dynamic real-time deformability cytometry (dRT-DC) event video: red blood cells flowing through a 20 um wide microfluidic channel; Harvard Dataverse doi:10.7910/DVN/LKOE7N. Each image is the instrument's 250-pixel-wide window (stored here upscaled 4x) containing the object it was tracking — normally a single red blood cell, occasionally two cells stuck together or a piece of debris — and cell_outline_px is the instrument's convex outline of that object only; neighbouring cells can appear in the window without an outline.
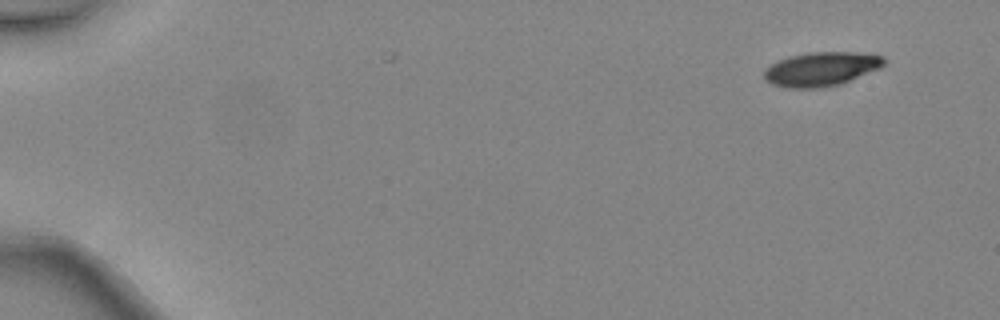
{"species": "common noctule bat (a hibernating species)", "species_latin": "Nyctalus noctula", "temperature_condition": "warm", "stored_images_in_passage": 2, "camera_frame_rate_fps": 3000, "um_per_image_px": 0.085, "animal": {"sex": "female", "body_mass_g": 24.6, "forearm_length_mm": 56.2}, "frame": {"image": 1, "passage_image": 1, "time_ms": 0.0, "image_size_px": [1000, 320], "cell_outline_px": [[884, 64], [880, 68], [840, 84], [824, 88], [788, 88], [772, 84], [764, 80], [764, 68], [788, 56], [812, 52], [852, 52], [884, 56]], "centroid_in_image_um": [69.77, 5.88], "position_along_channel_um": 15.2, "area_um2": 23.76}}